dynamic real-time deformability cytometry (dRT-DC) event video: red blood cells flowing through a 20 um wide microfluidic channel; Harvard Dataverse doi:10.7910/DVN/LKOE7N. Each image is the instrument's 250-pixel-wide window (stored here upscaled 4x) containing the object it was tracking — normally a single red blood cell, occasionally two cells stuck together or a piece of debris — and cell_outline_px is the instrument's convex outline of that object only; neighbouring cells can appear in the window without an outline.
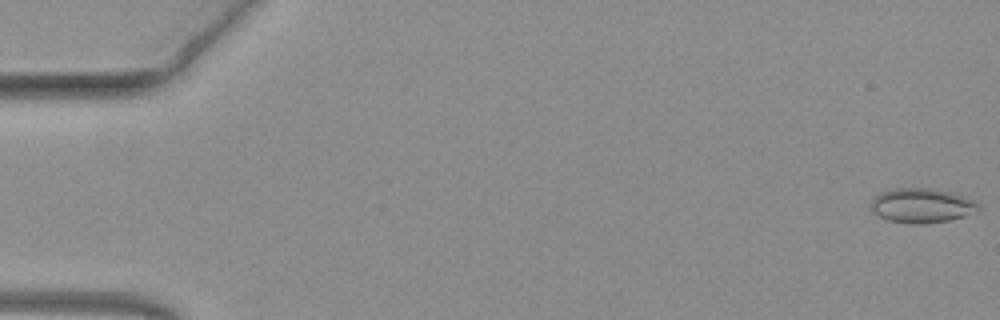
{"species": "common noctule bat (a hibernating species)", "species_latin": "Nyctalus noctula", "temperature_condition": "warm", "stored_images_in_passage": 52, "camera_frame_rate_fps": 3000, "um_per_image_px": 0.085, "animal": {"sex": "female", "body_mass_g": 19.3, "forearm_length_mm": 54.1}, "frame": {"image": 1, "passage_image": 1, "time_ms": 0.0, "image_size_px": [1000, 320], "cell_outline_px": [[980, 212], [948, 220], [924, 224], [912, 224], [888, 220], [872, 212], [872, 200], [880, 192], [892, 188], [932, 188], [964, 196], [980, 204]], "centroid_in_image_um": [78.37, 17.47], "position_along_channel_um": 6.6, "area_um2": 21.68}}
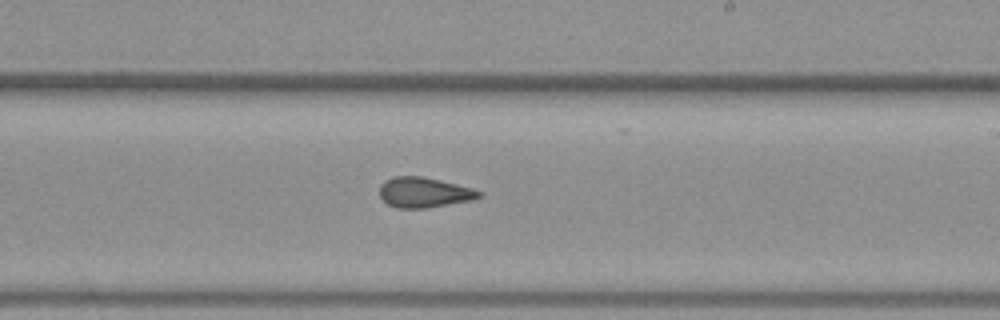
{"frame": {"image": 2, "passage_image": 31, "time_ms": 10.0, "image_size_px": [1000, 320], "cell_outline_px": [[480, 196], [476, 200], [424, 208], [396, 208], [388, 204], [380, 196], [380, 184], [384, 180], [396, 176], [420, 176], [440, 180], [472, 188], [480, 192]], "centroid_in_image_um": [36.03, 16.36], "position_along_channel_um": 253.0, "area_um2": 17.46}}
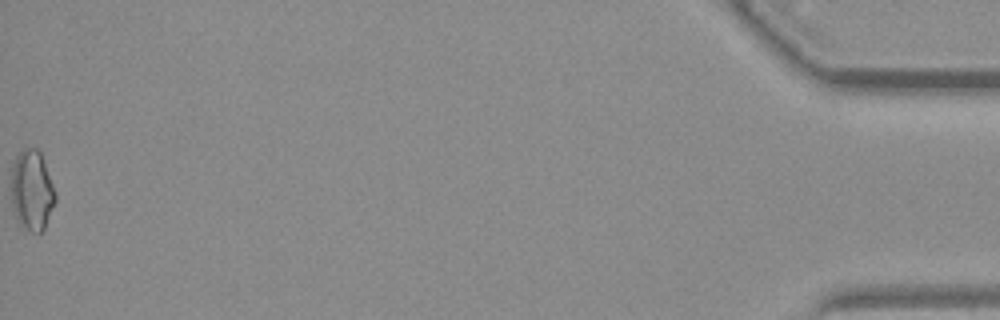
{"frame": {"image": 3, "passage_image": 52, "time_ms": 17.0, "image_size_px": [1000, 320], "cell_outline_px": [[56, 200], [44, 228], [40, 232], [32, 232], [20, 224], [12, 208], [12, 164], [16, 156], [24, 148], [36, 148], [40, 152], [56, 192]], "centroid_in_image_um": [2.72, 16.17], "position_along_channel_um": 432.5, "area_um2": 20.4}, "authors_computed_cell_mechanics": {"area_um2": 17.9758, "velocity_mm_per_s": 4.0458, "shape_relaxation_time_tau1_ms": null, "shape_relaxation_time_tau2_ms": 1.6782, "deformation_change_tau1": null, "deformation_change_tau2": 0.083}}